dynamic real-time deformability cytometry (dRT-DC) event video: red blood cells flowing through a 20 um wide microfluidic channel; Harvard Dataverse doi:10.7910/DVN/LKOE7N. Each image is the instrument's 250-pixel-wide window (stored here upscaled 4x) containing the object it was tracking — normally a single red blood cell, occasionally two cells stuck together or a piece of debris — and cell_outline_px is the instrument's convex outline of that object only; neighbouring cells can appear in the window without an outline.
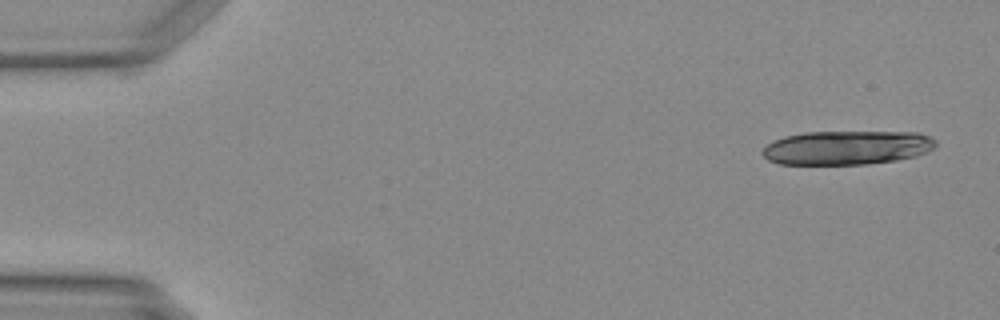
{"species": "Egyptian fruit bat (a non-hibernating species)", "species_latin": "Rousettus aegyptiacus", "temperature_condition": "warm", "stored_images_in_passage": 13, "camera_frame_rate_fps": 3000, "um_per_image_px": 0.085, "animal": {"sex": "female"}, "frame": {"image": 1, "passage_image": 1, "time_ms": 0.0, "image_size_px": [1000, 320], "cell_outline_px": [[936, 148], [928, 152], [916, 156], [896, 160], [864, 164], [780, 164], [768, 160], [764, 156], [764, 148], [768, 144], [784, 136], [804, 132], [916, 132], [928, 136], [936, 140]], "centroid_in_image_um": [72.03, 12.55], "position_along_channel_um": 13.0, "area_um2": 34.28}}